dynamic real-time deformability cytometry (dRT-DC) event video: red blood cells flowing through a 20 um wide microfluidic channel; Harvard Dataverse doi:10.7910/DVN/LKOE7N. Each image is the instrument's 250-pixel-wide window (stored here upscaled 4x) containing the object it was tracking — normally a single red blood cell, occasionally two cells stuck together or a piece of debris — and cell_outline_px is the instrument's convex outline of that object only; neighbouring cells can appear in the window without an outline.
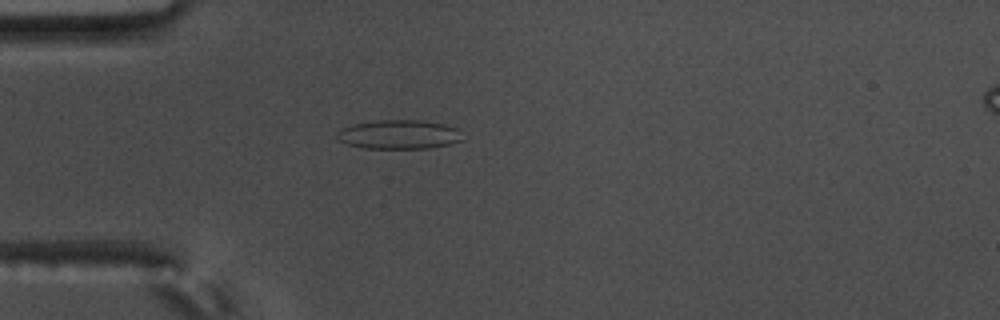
{"species": "common noctule bat (a hibernating species)", "species_latin": "Nyctalus noctula", "temperature_condition": "warm", "stored_images_in_passage": 53, "camera_frame_rate_fps": 3000, "um_per_image_px": 0.085, "animal": {"sex": "male", "body_mass_g": 17.5, "forearm_length_mm": 52.3}, "frame": {"image": 1, "passage_image": 12, "time_ms": 3.667, "image_size_px": [1000, 320], "cell_outline_px": [[464, 140], [452, 144], [428, 148], [364, 148], [348, 144], [336, 140], [336, 132], [340, 128], [352, 124], [380, 120], [420, 120], [444, 124], [456, 128]], "centroid_in_image_um": [33.88, 11.43], "position_along_channel_um": 51.1, "area_um2": 21.39}}
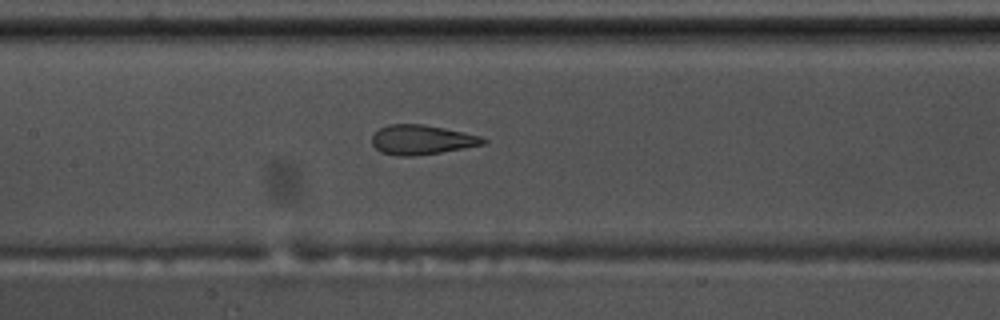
{"frame": {"image": 2, "passage_image": 23, "time_ms": 7.333, "image_size_px": [1000, 320], "cell_outline_px": [[488, 140], [484, 144], [464, 148], [440, 152], [412, 156], [396, 156], [380, 152], [372, 144], [372, 136], [380, 128], [388, 124], [424, 124], [464, 132], [480, 136]], "centroid_in_image_um": [35.83, 11.88], "position_along_channel_um": 171.6, "area_um2": 19.13}}
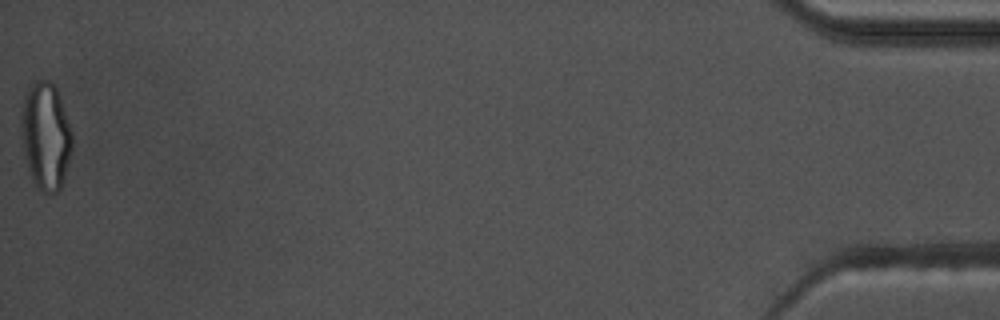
{"frame": {"image": 3, "passage_image": 53, "time_ms": 17.333, "image_size_px": [1000, 320], "cell_outline_px": [[72, 148], [64, 176], [60, 188], [52, 196], [36, 188], [32, 180], [24, 156], [20, 136], [20, 112], [24, 96], [28, 88], [36, 80], [48, 80], [56, 88], [72, 132]], "centroid_in_image_um": [3.84, 11.58], "position_along_channel_um": 431.4, "area_um2": 32.14}, "authors_computed_cell_mechanics": {"area_um2": 21.386, "velocity_mm_per_s": 3.5817, "shape_relaxation_time_tau1_ms": null, "shape_relaxation_time_tau2_ms": 0.9597, "deformation_change_tau1": null, "deformation_change_tau2": 0.0836}}